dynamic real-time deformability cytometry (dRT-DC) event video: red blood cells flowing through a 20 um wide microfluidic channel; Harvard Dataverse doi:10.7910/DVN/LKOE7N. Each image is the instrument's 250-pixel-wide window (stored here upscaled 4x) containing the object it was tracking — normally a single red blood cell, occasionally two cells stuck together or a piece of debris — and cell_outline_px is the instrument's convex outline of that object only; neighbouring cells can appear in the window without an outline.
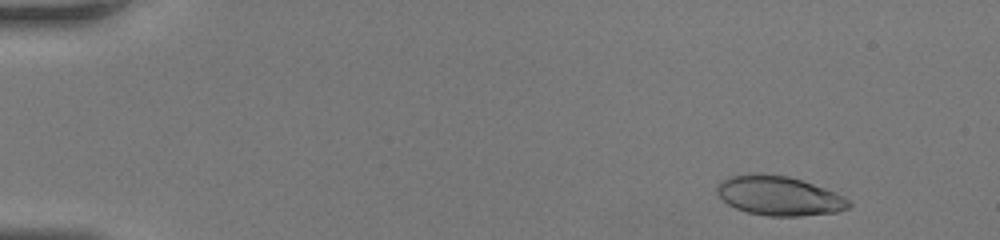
{"species": "human", "species_latin": "Homo sapiens", "temperature_condition": "room temperature", "stored_images_in_passage": 48, "camera_frame_rate_fps": 3000, "um_per_image_px": 0.085, "donor": {"sex": "female"}, "frame": {"image": 1, "passage_image": 5, "time_ms": 1.333, "image_size_px": [1000, 240], "cell_outline_px": [[852, 204], [848, 208], [836, 212], [800, 216], [768, 216], [748, 212], [736, 208], [728, 204], [716, 192], [716, 184], [720, 180], [728, 176], [748, 172], [788, 176], [836, 192], [844, 196]], "centroid_in_image_um": [66.18, 16.62], "position_along_channel_um": 18.8, "area_um2": 30.4}}
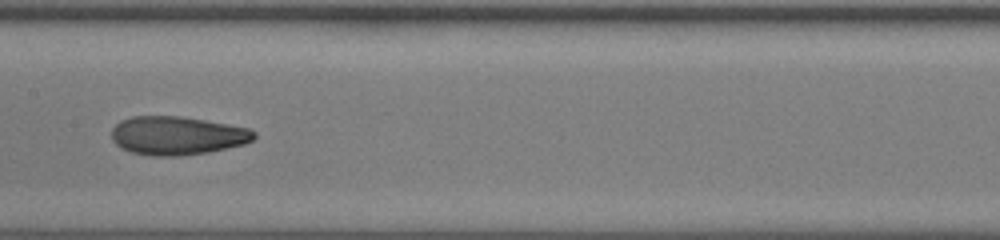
{"frame": {"image": 2, "passage_image": 26, "time_ms": 8.333, "image_size_px": [1000, 240], "cell_outline_px": [[256, 136], [252, 140], [244, 144], [228, 148], [208, 152], [180, 156], [152, 156], [132, 152], [120, 148], [112, 140], [112, 128], [120, 120], [132, 116], [180, 116], [204, 120], [248, 128], [256, 132]], "centroid_in_image_um": [15.04, 11.53], "position_along_channel_um": 192.4, "area_um2": 32.02}}
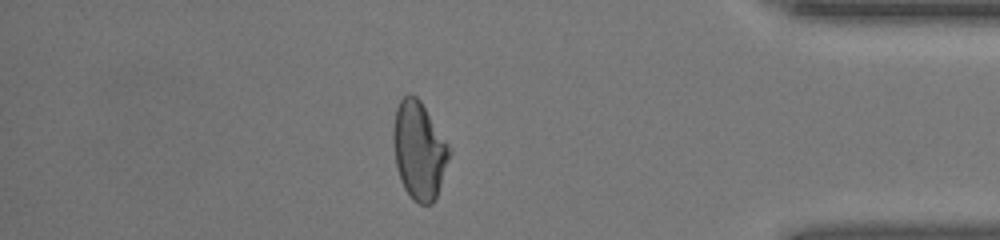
{"frame": {"image": 3, "passage_image": 42, "time_ms": 13.667, "image_size_px": [1000, 240], "cell_outline_px": [[448, 156], [440, 184], [436, 196], [432, 204], [420, 204], [412, 200], [404, 188], [400, 180], [396, 164], [392, 140], [392, 128], [396, 108], [400, 100], [408, 92], [416, 96], [420, 100], [448, 144]], "centroid_in_image_um": [35.56, 12.76], "position_along_channel_um": 399.6, "area_um2": 31.44}}